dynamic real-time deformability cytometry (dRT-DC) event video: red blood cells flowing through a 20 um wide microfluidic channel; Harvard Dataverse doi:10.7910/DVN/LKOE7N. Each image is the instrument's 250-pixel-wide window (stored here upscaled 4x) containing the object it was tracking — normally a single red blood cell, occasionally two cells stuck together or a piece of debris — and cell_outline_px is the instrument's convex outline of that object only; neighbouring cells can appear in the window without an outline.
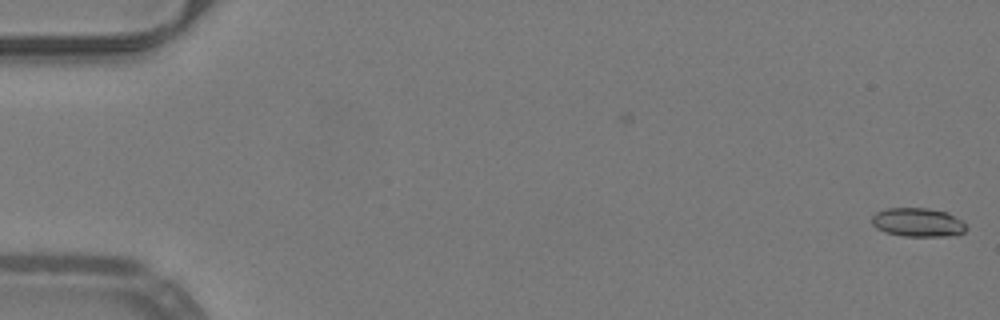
{"species": "common noctule bat (a hibernating species)", "species_latin": "Nyctalus noctula", "temperature_condition": "warm", "stored_images_in_passage": 16, "camera_frame_rate_fps": 3000, "um_per_image_px": 0.085, "animal": {"sex": "male", "body_mass_g": 19.2, "forearm_length_mm": 51.8}, "frame": {"image": 1, "passage_image": 1, "time_ms": 0.0, "image_size_px": [1000, 320], "cell_outline_px": [[968, 228], [964, 232], [948, 236], [904, 236], [884, 232], [876, 228], [872, 224], [872, 216], [876, 212], [888, 208], [928, 208], [948, 212], [968, 224]], "centroid_in_image_um": [78.04, 18.9], "position_along_channel_um": 7.0, "area_um2": 16.01}}
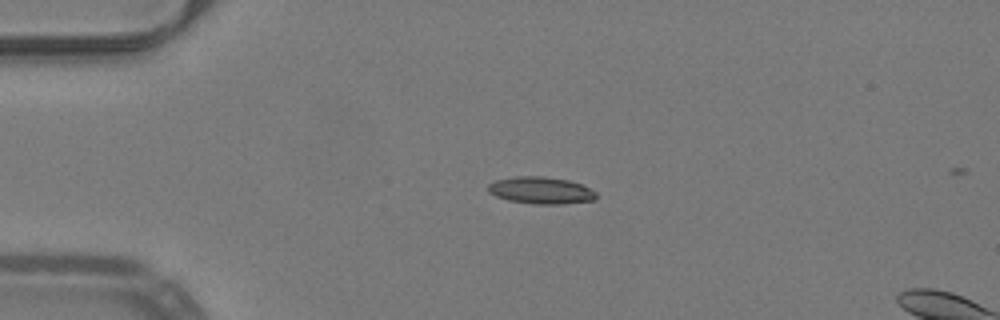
{"frame": {"image": 2, "passage_image": 13, "time_ms": 4.0, "image_size_px": [1000, 320], "cell_outline_px": [[596, 200], [560, 204], [536, 204], [508, 200], [496, 196], [488, 192], [488, 184], [496, 180], [516, 176], [544, 176], [568, 180], [580, 184], [596, 192]], "centroid_in_image_um": [45.96, 16.18], "position_along_channel_um": 39.0, "area_um2": 16.94}}